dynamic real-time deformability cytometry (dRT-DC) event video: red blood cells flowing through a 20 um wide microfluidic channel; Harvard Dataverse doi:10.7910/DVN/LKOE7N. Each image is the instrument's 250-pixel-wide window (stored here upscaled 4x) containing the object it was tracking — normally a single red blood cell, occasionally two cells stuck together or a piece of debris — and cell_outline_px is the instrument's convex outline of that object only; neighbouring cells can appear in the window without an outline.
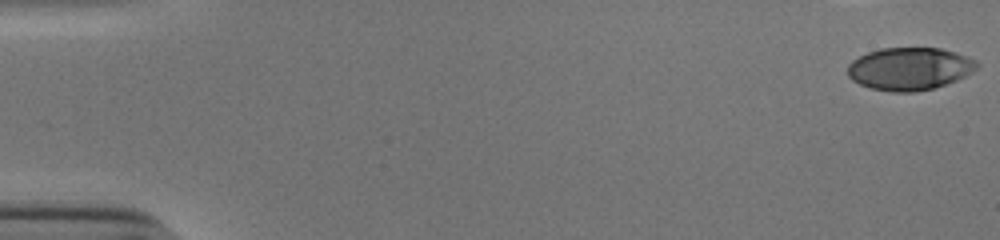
{"species": "human", "species_latin": "Homo sapiens", "temperature_condition": "cold", "stored_images_in_passage": 42, "camera_frame_rate_fps": 3000, "um_per_image_px": 0.085, "donor": {"sex": "male"}, "frame": {"image": 1, "passage_image": 1, "time_ms": 0.0, "image_size_px": [1000, 240], "cell_outline_px": [[980, 64], [972, 72], [956, 80], [932, 88], [916, 92], [892, 92], [872, 88], [860, 84], [852, 80], [848, 76], [848, 64], [852, 60], [868, 52], [880, 48], [940, 48], [956, 52], [976, 60]], "centroid_in_image_um": [77.31, 5.84], "position_along_channel_um": 7.7, "area_um2": 32.02}}